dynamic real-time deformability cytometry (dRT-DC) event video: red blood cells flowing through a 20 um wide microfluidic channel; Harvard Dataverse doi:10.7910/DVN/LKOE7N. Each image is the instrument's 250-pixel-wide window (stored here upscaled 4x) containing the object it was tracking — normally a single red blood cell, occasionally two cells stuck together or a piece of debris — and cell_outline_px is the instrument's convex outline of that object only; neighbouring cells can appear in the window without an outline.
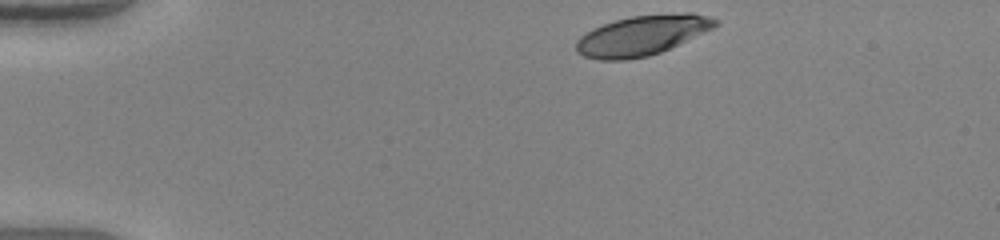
{"species": "human", "species_latin": "Homo sapiens", "temperature_condition": "warm", "stored_images_in_passage": 42, "camera_frame_rate_fps": 3000, "um_per_image_px": 0.085, "donor": {"sex": "female"}, "frame": {"image": 1, "passage_image": 1, "time_ms": 0.0, "image_size_px": [1000, 240], "cell_outline_px": [[720, 24], [712, 28], [660, 52], [648, 56], [628, 60], [600, 60], [584, 56], [576, 52], [576, 40], [580, 36], [592, 28], [616, 20], [632, 16], [684, 12], [692, 12], [708, 16], [720, 20]], "centroid_in_image_um": [54.56, 3.0], "position_along_channel_um": 30.4, "area_um2": 32.31}}
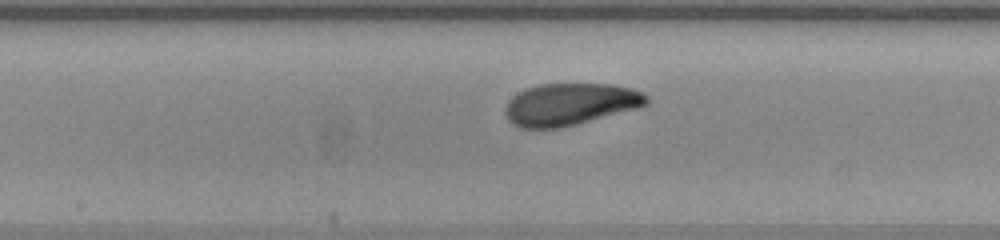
{"frame": {"image": 2, "passage_image": 19, "time_ms": 6.0, "image_size_px": [1000, 240], "cell_outline_px": [[648, 104], [636, 108], [576, 124], [560, 128], [520, 128], [512, 124], [504, 116], [504, 108], [508, 100], [512, 96], [528, 88], [540, 84], [612, 84], [632, 88], [648, 96]], "centroid_in_image_um": [48.41, 8.86], "position_along_channel_um": 199.8, "area_um2": 34.56}}
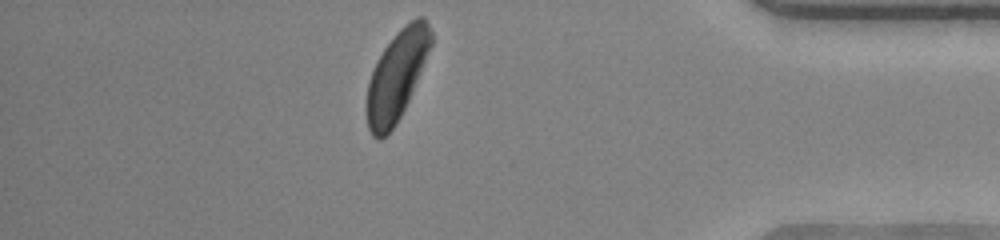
{"frame": {"image": 3, "passage_image": 36, "time_ms": 11.667, "image_size_px": [1000, 240], "cell_outline_px": [[432, 44], [412, 92], [396, 124], [380, 140], [372, 136], [368, 128], [368, 80], [376, 60], [384, 48], [396, 32], [404, 24], [416, 16], [424, 16], [432, 32]], "centroid_in_image_um": [33.74, 6.36], "position_along_channel_um": 401.5, "area_um2": 33.06}, "authors_computed_cell_mechanics": {"area_um2": 34.102, "velocity_mm_per_s": 4.102, "shape_relaxation_time_tau1_ms": 2.8902, "shape_relaxation_time_tau2_ms": 2.7579, "deformation_change_tau1": 0.1443, "deformation_change_tau2": 0.0805}}